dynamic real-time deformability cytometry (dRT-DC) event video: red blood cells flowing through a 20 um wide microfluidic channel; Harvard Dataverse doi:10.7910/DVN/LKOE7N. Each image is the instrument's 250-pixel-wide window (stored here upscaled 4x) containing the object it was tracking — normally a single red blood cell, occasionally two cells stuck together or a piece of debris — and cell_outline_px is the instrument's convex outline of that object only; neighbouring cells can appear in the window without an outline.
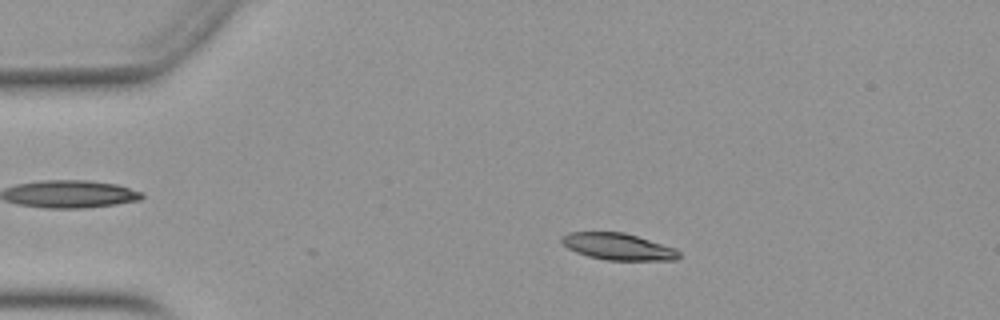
{"species": "Egyptian fruit bat (a non-hibernating species)", "species_latin": "Rousettus aegyptiacus", "temperature_condition": "warm", "stored_images_in_passage": 40, "camera_frame_rate_fps": 3000, "um_per_image_px": 0.085, "animal": {"sex": "female"}, "frame": {"image": 1, "passage_image": 10, "time_ms": 3.0, "image_size_px": [1000, 320], "cell_outline_px": [[680, 256], [676, 260], [604, 260], [588, 256], [576, 252], [568, 248], [560, 240], [568, 232], [624, 232], [676, 248], [680, 252]], "centroid_in_image_um": [52.56, 20.96], "position_along_channel_um": 32.4, "area_um2": 18.21}}
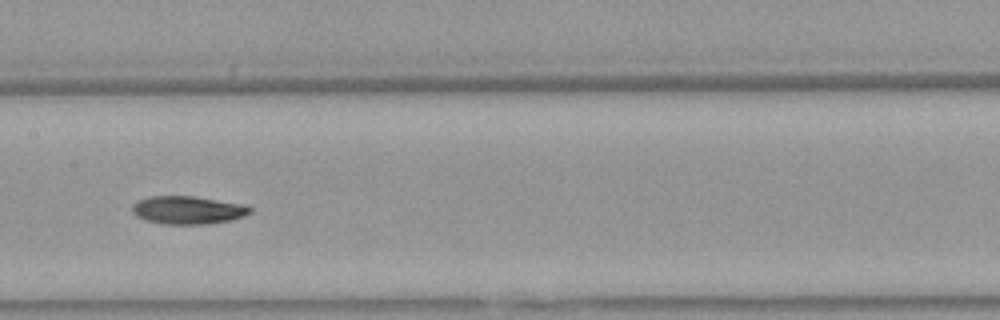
{"frame": {"image": 2, "passage_image": 26, "time_ms": 8.333, "image_size_px": [1000, 320], "cell_outline_px": [[252, 212], [244, 216], [232, 220], [208, 224], [164, 224], [148, 220], [136, 216], [132, 212], [132, 204], [148, 196], [196, 196], [244, 204], [252, 208]], "centroid_in_image_um": [16.0, 17.85], "position_along_channel_um": 191.4, "area_um2": 19.36}}
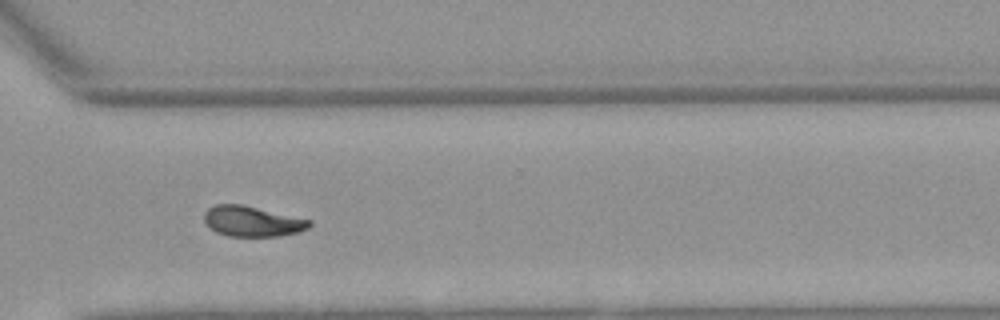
{"frame": {"image": 3, "passage_image": 38, "time_ms": 12.333, "image_size_px": [1000, 320], "cell_outline_px": [[312, 224], [308, 228], [300, 232], [280, 236], [228, 236], [216, 232], [204, 220], [204, 212], [208, 208], [216, 204], [240, 204], [312, 220]], "centroid_in_image_um": [21.46, 18.81], "position_along_channel_um": 349.1, "area_um2": 18.55}, "authors_computed_cell_mechanics": {"area_um2": 19.074, "velocity_mm_per_s": 3.9454, "shape_relaxation_time_tau1_ms": 5.1925, "shape_relaxation_time_tau2_ms": null, "deformation_change_tau1": 0.1796, "deformation_change_tau2": null}}